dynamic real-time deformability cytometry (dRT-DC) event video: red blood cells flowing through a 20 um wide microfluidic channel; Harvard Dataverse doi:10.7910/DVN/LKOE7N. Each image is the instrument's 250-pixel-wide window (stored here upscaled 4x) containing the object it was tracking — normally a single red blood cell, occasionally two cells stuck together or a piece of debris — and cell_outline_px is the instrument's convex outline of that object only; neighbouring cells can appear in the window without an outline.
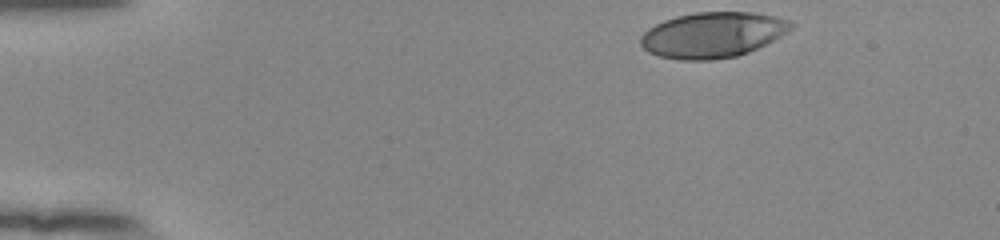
{"species": "human", "species_latin": "Homo sapiens", "temperature_condition": "room temperature", "stored_images_in_passage": 39, "camera_frame_rate_fps": 3000, "um_per_image_px": 0.085, "donor": {"sex": "female"}, "frame": {"image": 1, "passage_image": 1, "time_ms": 0.0, "image_size_px": [1000, 240], "cell_outline_px": [[796, 24], [788, 32], [748, 52], [736, 56], [712, 60], [680, 60], [660, 56], [648, 52], [640, 44], [640, 36], [648, 28], [664, 20], [676, 16], [696, 12], [756, 12], [776, 16], [792, 20]], "centroid_in_image_um": [60.59, 2.95], "position_along_channel_um": 24.4, "area_um2": 40.06}}
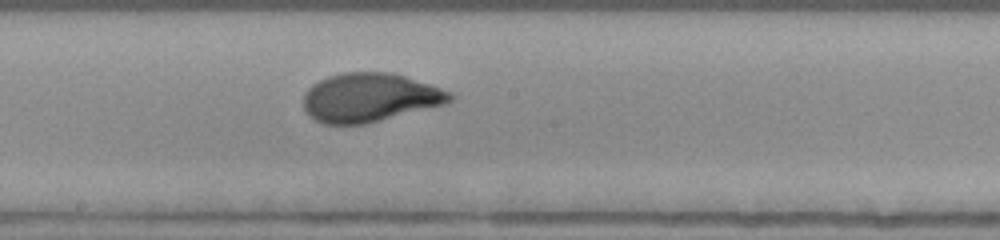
{"frame": {"image": 2, "passage_image": 23, "time_ms": 7.333, "image_size_px": [1000, 240], "cell_outline_px": [[456, 100], [448, 104], [368, 124], [324, 124], [308, 116], [304, 112], [304, 92], [312, 84], [328, 76], [344, 72], [392, 72], [452, 92], [456, 96]], "centroid_in_image_um": [31.46, 8.31], "position_along_channel_um": 216.7, "area_um2": 42.25}}
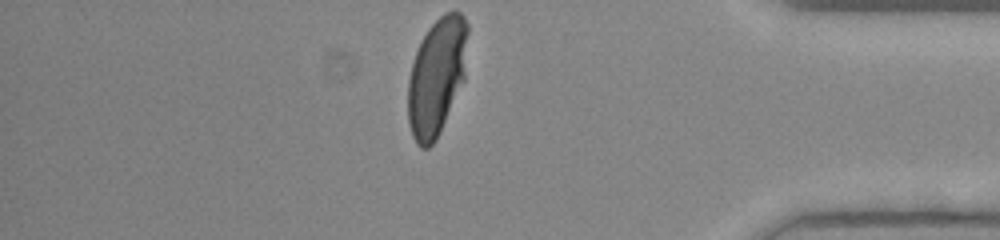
{"frame": {"image": 3, "passage_image": 39, "time_ms": 12.667, "image_size_px": [1000, 240], "cell_outline_px": [[468, 32], [464, 80], [436, 140], [428, 148], [420, 148], [416, 144], [412, 136], [408, 124], [408, 80], [412, 64], [416, 52], [428, 28], [444, 12], [460, 12], [464, 16], [468, 24]], "centroid_in_image_um": [37.12, 6.52], "position_along_channel_um": 398.1, "area_um2": 40.86}, "authors_computed_cell_mechanics": {"area_um2": 40.8646, "velocity_mm_per_s": 3.898, "shape_relaxation_time_tau1_ms": 4.0928, "shape_relaxation_time_tau2_ms": null, "deformation_change_tau1": 0.2101, "deformation_change_tau2": null}}